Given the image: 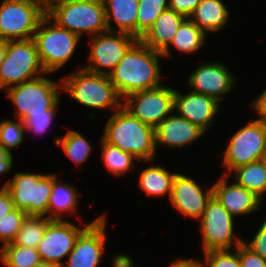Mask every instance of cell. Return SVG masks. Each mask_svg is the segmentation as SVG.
<instances>
[{
  "label": "cell",
  "mask_w": 266,
  "mask_h": 267,
  "mask_svg": "<svg viewBox=\"0 0 266 267\" xmlns=\"http://www.w3.org/2000/svg\"><path fill=\"white\" fill-rule=\"evenodd\" d=\"M159 51L145 46L139 39L127 50L117 66L108 74L123 99L128 95L161 86Z\"/></svg>",
  "instance_id": "1"
},
{
  "label": "cell",
  "mask_w": 266,
  "mask_h": 267,
  "mask_svg": "<svg viewBox=\"0 0 266 267\" xmlns=\"http://www.w3.org/2000/svg\"><path fill=\"white\" fill-rule=\"evenodd\" d=\"M102 138L136 159L154 161L155 128L141 122L123 107L116 110L104 128Z\"/></svg>",
  "instance_id": "2"
},
{
  "label": "cell",
  "mask_w": 266,
  "mask_h": 267,
  "mask_svg": "<svg viewBox=\"0 0 266 267\" xmlns=\"http://www.w3.org/2000/svg\"><path fill=\"white\" fill-rule=\"evenodd\" d=\"M79 69L61 79L62 90L67 91L78 103L90 108L118 110L122 107V98L108 75Z\"/></svg>",
  "instance_id": "3"
},
{
  "label": "cell",
  "mask_w": 266,
  "mask_h": 267,
  "mask_svg": "<svg viewBox=\"0 0 266 267\" xmlns=\"http://www.w3.org/2000/svg\"><path fill=\"white\" fill-rule=\"evenodd\" d=\"M33 39L41 65L48 74L57 71L68 62L81 38L59 26L45 14L39 22Z\"/></svg>",
  "instance_id": "4"
},
{
  "label": "cell",
  "mask_w": 266,
  "mask_h": 267,
  "mask_svg": "<svg viewBox=\"0 0 266 267\" xmlns=\"http://www.w3.org/2000/svg\"><path fill=\"white\" fill-rule=\"evenodd\" d=\"M43 74L6 90L15 105L14 118L24 122L30 114H46V110H57L60 104L62 83H56Z\"/></svg>",
  "instance_id": "5"
},
{
  "label": "cell",
  "mask_w": 266,
  "mask_h": 267,
  "mask_svg": "<svg viewBox=\"0 0 266 267\" xmlns=\"http://www.w3.org/2000/svg\"><path fill=\"white\" fill-rule=\"evenodd\" d=\"M47 15L80 38L84 32L90 36L108 30L104 4L99 1L71 0L55 6Z\"/></svg>",
  "instance_id": "6"
},
{
  "label": "cell",
  "mask_w": 266,
  "mask_h": 267,
  "mask_svg": "<svg viewBox=\"0 0 266 267\" xmlns=\"http://www.w3.org/2000/svg\"><path fill=\"white\" fill-rule=\"evenodd\" d=\"M54 182L53 174L18 172L4 187L10 192L15 208L28 216L48 214V202Z\"/></svg>",
  "instance_id": "7"
},
{
  "label": "cell",
  "mask_w": 266,
  "mask_h": 267,
  "mask_svg": "<svg viewBox=\"0 0 266 267\" xmlns=\"http://www.w3.org/2000/svg\"><path fill=\"white\" fill-rule=\"evenodd\" d=\"M45 73L33 38L7 41L6 56L0 65V90H7Z\"/></svg>",
  "instance_id": "8"
},
{
  "label": "cell",
  "mask_w": 266,
  "mask_h": 267,
  "mask_svg": "<svg viewBox=\"0 0 266 267\" xmlns=\"http://www.w3.org/2000/svg\"><path fill=\"white\" fill-rule=\"evenodd\" d=\"M44 15L37 0H3L0 4V39H32Z\"/></svg>",
  "instance_id": "9"
},
{
  "label": "cell",
  "mask_w": 266,
  "mask_h": 267,
  "mask_svg": "<svg viewBox=\"0 0 266 267\" xmlns=\"http://www.w3.org/2000/svg\"><path fill=\"white\" fill-rule=\"evenodd\" d=\"M226 148L223 166L229 177L233 169L259 161L266 153V124L257 119L250 121L233 134Z\"/></svg>",
  "instance_id": "10"
},
{
  "label": "cell",
  "mask_w": 266,
  "mask_h": 267,
  "mask_svg": "<svg viewBox=\"0 0 266 267\" xmlns=\"http://www.w3.org/2000/svg\"><path fill=\"white\" fill-rule=\"evenodd\" d=\"M200 219L204 252L232 250V246L237 247L243 242V239L233 234L234 217L216 197H211Z\"/></svg>",
  "instance_id": "11"
},
{
  "label": "cell",
  "mask_w": 266,
  "mask_h": 267,
  "mask_svg": "<svg viewBox=\"0 0 266 267\" xmlns=\"http://www.w3.org/2000/svg\"><path fill=\"white\" fill-rule=\"evenodd\" d=\"M174 90L160 86L138 91L125 97L122 107L141 122L155 128L174 111Z\"/></svg>",
  "instance_id": "12"
},
{
  "label": "cell",
  "mask_w": 266,
  "mask_h": 267,
  "mask_svg": "<svg viewBox=\"0 0 266 267\" xmlns=\"http://www.w3.org/2000/svg\"><path fill=\"white\" fill-rule=\"evenodd\" d=\"M137 40L133 35L119 32L117 29L92 36L88 58L90 64L84 69L92 73L108 75Z\"/></svg>",
  "instance_id": "13"
},
{
  "label": "cell",
  "mask_w": 266,
  "mask_h": 267,
  "mask_svg": "<svg viewBox=\"0 0 266 267\" xmlns=\"http://www.w3.org/2000/svg\"><path fill=\"white\" fill-rule=\"evenodd\" d=\"M79 228L66 220H51L45 229L44 236L37 246L42 261L64 265L62 258L74 249L79 235L89 226Z\"/></svg>",
  "instance_id": "14"
},
{
  "label": "cell",
  "mask_w": 266,
  "mask_h": 267,
  "mask_svg": "<svg viewBox=\"0 0 266 267\" xmlns=\"http://www.w3.org/2000/svg\"><path fill=\"white\" fill-rule=\"evenodd\" d=\"M106 214L99 216L79 235L69 253L67 267H97L105 249ZM64 267L65 264L63 265Z\"/></svg>",
  "instance_id": "15"
},
{
  "label": "cell",
  "mask_w": 266,
  "mask_h": 267,
  "mask_svg": "<svg viewBox=\"0 0 266 267\" xmlns=\"http://www.w3.org/2000/svg\"><path fill=\"white\" fill-rule=\"evenodd\" d=\"M213 196V187L203 191L194 179L176 173L172 182L171 204L180 214L200 219Z\"/></svg>",
  "instance_id": "16"
},
{
  "label": "cell",
  "mask_w": 266,
  "mask_h": 267,
  "mask_svg": "<svg viewBox=\"0 0 266 267\" xmlns=\"http://www.w3.org/2000/svg\"><path fill=\"white\" fill-rule=\"evenodd\" d=\"M230 74L224 64L203 63L189 76V87L193 92L214 97L220 102L234 86L235 78Z\"/></svg>",
  "instance_id": "17"
},
{
  "label": "cell",
  "mask_w": 266,
  "mask_h": 267,
  "mask_svg": "<svg viewBox=\"0 0 266 267\" xmlns=\"http://www.w3.org/2000/svg\"><path fill=\"white\" fill-rule=\"evenodd\" d=\"M214 97L191 91L188 94H181L174 90L173 110L177 111L180 117L198 125L205 132L209 129L214 116L219 110V104Z\"/></svg>",
  "instance_id": "18"
},
{
  "label": "cell",
  "mask_w": 266,
  "mask_h": 267,
  "mask_svg": "<svg viewBox=\"0 0 266 267\" xmlns=\"http://www.w3.org/2000/svg\"><path fill=\"white\" fill-rule=\"evenodd\" d=\"M227 175H223L212 185L213 196L235 218L236 216L252 213L260 208L262 199L254 192L237 184L227 185Z\"/></svg>",
  "instance_id": "19"
},
{
  "label": "cell",
  "mask_w": 266,
  "mask_h": 267,
  "mask_svg": "<svg viewBox=\"0 0 266 267\" xmlns=\"http://www.w3.org/2000/svg\"><path fill=\"white\" fill-rule=\"evenodd\" d=\"M204 134L198 125L171 113L155 127V147L156 150L160 144L171 148L183 147Z\"/></svg>",
  "instance_id": "20"
},
{
  "label": "cell",
  "mask_w": 266,
  "mask_h": 267,
  "mask_svg": "<svg viewBox=\"0 0 266 267\" xmlns=\"http://www.w3.org/2000/svg\"><path fill=\"white\" fill-rule=\"evenodd\" d=\"M185 17L173 10L162 12L139 40L152 50L163 52L172 42Z\"/></svg>",
  "instance_id": "21"
},
{
  "label": "cell",
  "mask_w": 266,
  "mask_h": 267,
  "mask_svg": "<svg viewBox=\"0 0 266 267\" xmlns=\"http://www.w3.org/2000/svg\"><path fill=\"white\" fill-rule=\"evenodd\" d=\"M103 4L108 31H115L110 21L113 18L119 32L128 33L137 38L139 0H103Z\"/></svg>",
  "instance_id": "22"
},
{
  "label": "cell",
  "mask_w": 266,
  "mask_h": 267,
  "mask_svg": "<svg viewBox=\"0 0 266 267\" xmlns=\"http://www.w3.org/2000/svg\"><path fill=\"white\" fill-rule=\"evenodd\" d=\"M229 15L221 0H201L189 19L204 33L219 32L227 25Z\"/></svg>",
  "instance_id": "23"
},
{
  "label": "cell",
  "mask_w": 266,
  "mask_h": 267,
  "mask_svg": "<svg viewBox=\"0 0 266 267\" xmlns=\"http://www.w3.org/2000/svg\"><path fill=\"white\" fill-rule=\"evenodd\" d=\"M77 195L74 187L65 183L63 184L61 181L58 182L57 176L54 174L52 192L48 202L49 216L46 217L50 220H63V214L67 212L70 214L75 213L79 197V195Z\"/></svg>",
  "instance_id": "24"
},
{
  "label": "cell",
  "mask_w": 266,
  "mask_h": 267,
  "mask_svg": "<svg viewBox=\"0 0 266 267\" xmlns=\"http://www.w3.org/2000/svg\"><path fill=\"white\" fill-rule=\"evenodd\" d=\"M175 175L162 166H150L140 172L139 187L146 195L162 197L168 194L170 199Z\"/></svg>",
  "instance_id": "25"
},
{
  "label": "cell",
  "mask_w": 266,
  "mask_h": 267,
  "mask_svg": "<svg viewBox=\"0 0 266 267\" xmlns=\"http://www.w3.org/2000/svg\"><path fill=\"white\" fill-rule=\"evenodd\" d=\"M206 34L189 18L180 24L171 44L162 52L163 57L170 56V46H174L181 53H193L205 43Z\"/></svg>",
  "instance_id": "26"
},
{
  "label": "cell",
  "mask_w": 266,
  "mask_h": 267,
  "mask_svg": "<svg viewBox=\"0 0 266 267\" xmlns=\"http://www.w3.org/2000/svg\"><path fill=\"white\" fill-rule=\"evenodd\" d=\"M236 183L254 192L259 198L266 193V170L261 160L235 168Z\"/></svg>",
  "instance_id": "27"
},
{
  "label": "cell",
  "mask_w": 266,
  "mask_h": 267,
  "mask_svg": "<svg viewBox=\"0 0 266 267\" xmlns=\"http://www.w3.org/2000/svg\"><path fill=\"white\" fill-rule=\"evenodd\" d=\"M50 221L47 217L27 216L12 244L37 249L44 236L46 226Z\"/></svg>",
  "instance_id": "28"
},
{
  "label": "cell",
  "mask_w": 266,
  "mask_h": 267,
  "mask_svg": "<svg viewBox=\"0 0 266 267\" xmlns=\"http://www.w3.org/2000/svg\"><path fill=\"white\" fill-rule=\"evenodd\" d=\"M101 148V155L105 166L115 176L119 177L135 168L133 161L136 158L132 154L123 152L115 145L106 142L103 138H101Z\"/></svg>",
  "instance_id": "29"
},
{
  "label": "cell",
  "mask_w": 266,
  "mask_h": 267,
  "mask_svg": "<svg viewBox=\"0 0 266 267\" xmlns=\"http://www.w3.org/2000/svg\"><path fill=\"white\" fill-rule=\"evenodd\" d=\"M54 143L62 146L65 154L78 166L86 161L91 153V143L75 130H69L65 136L55 138Z\"/></svg>",
  "instance_id": "30"
},
{
  "label": "cell",
  "mask_w": 266,
  "mask_h": 267,
  "mask_svg": "<svg viewBox=\"0 0 266 267\" xmlns=\"http://www.w3.org/2000/svg\"><path fill=\"white\" fill-rule=\"evenodd\" d=\"M0 260L6 267H33L41 261L37 249L9 243L0 248Z\"/></svg>",
  "instance_id": "31"
},
{
  "label": "cell",
  "mask_w": 266,
  "mask_h": 267,
  "mask_svg": "<svg viewBox=\"0 0 266 267\" xmlns=\"http://www.w3.org/2000/svg\"><path fill=\"white\" fill-rule=\"evenodd\" d=\"M137 39L153 26L158 16L169 9V0H139Z\"/></svg>",
  "instance_id": "32"
},
{
  "label": "cell",
  "mask_w": 266,
  "mask_h": 267,
  "mask_svg": "<svg viewBox=\"0 0 266 267\" xmlns=\"http://www.w3.org/2000/svg\"><path fill=\"white\" fill-rule=\"evenodd\" d=\"M27 216L25 211L15 208L0 219V242L3 246L13 242Z\"/></svg>",
  "instance_id": "33"
},
{
  "label": "cell",
  "mask_w": 266,
  "mask_h": 267,
  "mask_svg": "<svg viewBox=\"0 0 266 267\" xmlns=\"http://www.w3.org/2000/svg\"><path fill=\"white\" fill-rule=\"evenodd\" d=\"M25 124L20 119L18 122L12 120H3L0 122V145L10 152L11 148H15L22 143Z\"/></svg>",
  "instance_id": "34"
},
{
  "label": "cell",
  "mask_w": 266,
  "mask_h": 267,
  "mask_svg": "<svg viewBox=\"0 0 266 267\" xmlns=\"http://www.w3.org/2000/svg\"><path fill=\"white\" fill-rule=\"evenodd\" d=\"M236 251L230 250H210L203 252L205 257V267H240L238 246Z\"/></svg>",
  "instance_id": "35"
},
{
  "label": "cell",
  "mask_w": 266,
  "mask_h": 267,
  "mask_svg": "<svg viewBox=\"0 0 266 267\" xmlns=\"http://www.w3.org/2000/svg\"><path fill=\"white\" fill-rule=\"evenodd\" d=\"M56 110H46V114H30V116L24 121L25 129L32 131L35 134H42L47 130L49 125L52 124V120Z\"/></svg>",
  "instance_id": "36"
},
{
  "label": "cell",
  "mask_w": 266,
  "mask_h": 267,
  "mask_svg": "<svg viewBox=\"0 0 266 267\" xmlns=\"http://www.w3.org/2000/svg\"><path fill=\"white\" fill-rule=\"evenodd\" d=\"M240 267H266V260L249 249L244 242L238 246Z\"/></svg>",
  "instance_id": "37"
},
{
  "label": "cell",
  "mask_w": 266,
  "mask_h": 267,
  "mask_svg": "<svg viewBox=\"0 0 266 267\" xmlns=\"http://www.w3.org/2000/svg\"><path fill=\"white\" fill-rule=\"evenodd\" d=\"M243 242L254 253L266 260V220H264L250 243H247L245 240Z\"/></svg>",
  "instance_id": "38"
},
{
  "label": "cell",
  "mask_w": 266,
  "mask_h": 267,
  "mask_svg": "<svg viewBox=\"0 0 266 267\" xmlns=\"http://www.w3.org/2000/svg\"><path fill=\"white\" fill-rule=\"evenodd\" d=\"M201 0H169V9L189 18Z\"/></svg>",
  "instance_id": "39"
},
{
  "label": "cell",
  "mask_w": 266,
  "mask_h": 267,
  "mask_svg": "<svg viewBox=\"0 0 266 267\" xmlns=\"http://www.w3.org/2000/svg\"><path fill=\"white\" fill-rule=\"evenodd\" d=\"M15 209L10 192L3 186L0 189V219Z\"/></svg>",
  "instance_id": "40"
},
{
  "label": "cell",
  "mask_w": 266,
  "mask_h": 267,
  "mask_svg": "<svg viewBox=\"0 0 266 267\" xmlns=\"http://www.w3.org/2000/svg\"><path fill=\"white\" fill-rule=\"evenodd\" d=\"M13 167L12 153L0 145V175L5 174Z\"/></svg>",
  "instance_id": "41"
},
{
  "label": "cell",
  "mask_w": 266,
  "mask_h": 267,
  "mask_svg": "<svg viewBox=\"0 0 266 267\" xmlns=\"http://www.w3.org/2000/svg\"><path fill=\"white\" fill-rule=\"evenodd\" d=\"M254 110L259 114L257 120L262 121L266 124V89L259 95L255 101L252 103Z\"/></svg>",
  "instance_id": "42"
},
{
  "label": "cell",
  "mask_w": 266,
  "mask_h": 267,
  "mask_svg": "<svg viewBox=\"0 0 266 267\" xmlns=\"http://www.w3.org/2000/svg\"><path fill=\"white\" fill-rule=\"evenodd\" d=\"M170 267H205V266L203 265L202 260L200 261L199 259L193 260V259L181 258L171 263Z\"/></svg>",
  "instance_id": "43"
},
{
  "label": "cell",
  "mask_w": 266,
  "mask_h": 267,
  "mask_svg": "<svg viewBox=\"0 0 266 267\" xmlns=\"http://www.w3.org/2000/svg\"><path fill=\"white\" fill-rule=\"evenodd\" d=\"M133 260L130 256L119 254L114 257L113 267H133Z\"/></svg>",
  "instance_id": "44"
},
{
  "label": "cell",
  "mask_w": 266,
  "mask_h": 267,
  "mask_svg": "<svg viewBox=\"0 0 266 267\" xmlns=\"http://www.w3.org/2000/svg\"><path fill=\"white\" fill-rule=\"evenodd\" d=\"M68 1H71V0H38L45 14H47L55 6L68 2Z\"/></svg>",
  "instance_id": "45"
},
{
  "label": "cell",
  "mask_w": 266,
  "mask_h": 267,
  "mask_svg": "<svg viewBox=\"0 0 266 267\" xmlns=\"http://www.w3.org/2000/svg\"><path fill=\"white\" fill-rule=\"evenodd\" d=\"M7 50V40L0 39V65L5 59Z\"/></svg>",
  "instance_id": "46"
},
{
  "label": "cell",
  "mask_w": 266,
  "mask_h": 267,
  "mask_svg": "<svg viewBox=\"0 0 266 267\" xmlns=\"http://www.w3.org/2000/svg\"><path fill=\"white\" fill-rule=\"evenodd\" d=\"M33 267H64L63 265H58L55 263H50L47 261H40L39 263H37L35 266Z\"/></svg>",
  "instance_id": "47"
},
{
  "label": "cell",
  "mask_w": 266,
  "mask_h": 267,
  "mask_svg": "<svg viewBox=\"0 0 266 267\" xmlns=\"http://www.w3.org/2000/svg\"><path fill=\"white\" fill-rule=\"evenodd\" d=\"M261 162L263 163L264 168L266 170V153L261 157Z\"/></svg>",
  "instance_id": "48"
},
{
  "label": "cell",
  "mask_w": 266,
  "mask_h": 267,
  "mask_svg": "<svg viewBox=\"0 0 266 267\" xmlns=\"http://www.w3.org/2000/svg\"><path fill=\"white\" fill-rule=\"evenodd\" d=\"M90 1H99V2H103V0H90Z\"/></svg>",
  "instance_id": "49"
}]
</instances>
